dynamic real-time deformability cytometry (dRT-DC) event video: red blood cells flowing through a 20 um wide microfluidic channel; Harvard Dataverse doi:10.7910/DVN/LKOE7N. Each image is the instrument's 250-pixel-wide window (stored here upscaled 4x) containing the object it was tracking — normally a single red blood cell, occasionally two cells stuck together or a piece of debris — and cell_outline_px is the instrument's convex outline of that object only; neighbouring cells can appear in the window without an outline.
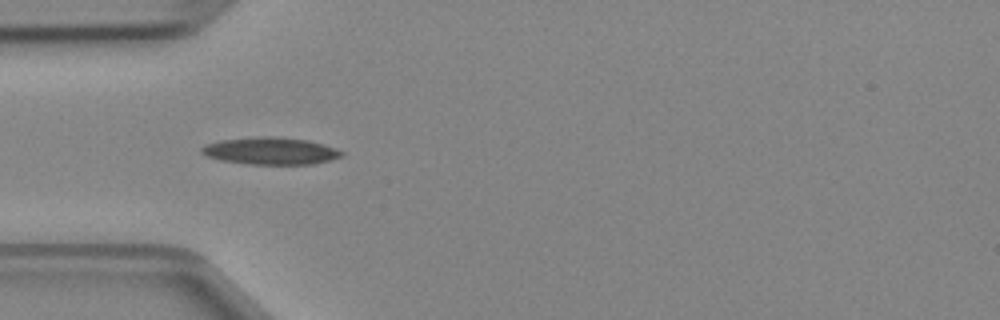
{"species": "Egyptian fruit bat (a non-hibernating species)", "species_latin": "Rousettus aegyptiacus", "temperature_condition": "cold", "stored_images_in_passage": 5, "camera_frame_rate_fps": 3000, "um_per_image_px": 0.085, "animal": {"sex": "female"}, "frame": {"image": 1, "passage_image": 4, "time_ms": 1.0, "image_size_px": [1000, 320], "cell_outline_px": [[344, 156], [312, 164], [248, 164], [220, 160], [208, 156], [200, 152], [200, 148], [204, 144], [220, 140], [260, 136], [276, 136], [308, 140], [324, 144], [336, 148], [344, 152]], "centroid_in_image_um": [22.99, 12.82], "position_along_channel_um": 62.0, "area_um2": 22.31}}